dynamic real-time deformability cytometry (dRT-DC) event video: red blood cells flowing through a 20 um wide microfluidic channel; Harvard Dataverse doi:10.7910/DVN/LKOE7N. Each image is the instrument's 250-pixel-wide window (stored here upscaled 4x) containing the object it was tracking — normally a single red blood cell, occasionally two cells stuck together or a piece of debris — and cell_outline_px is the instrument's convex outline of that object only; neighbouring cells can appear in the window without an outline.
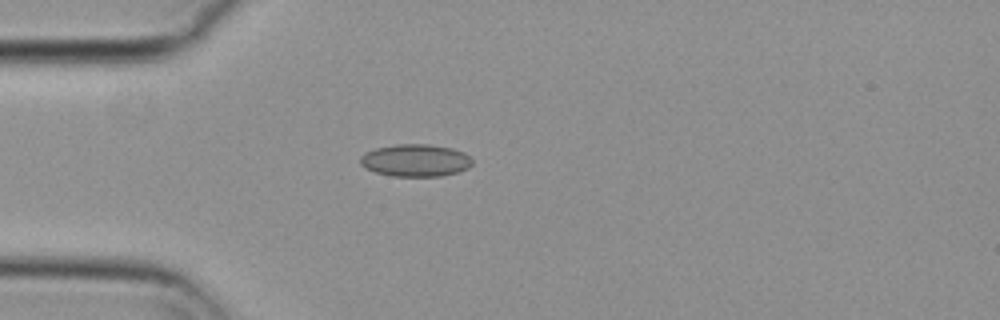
{"species": "common noctule bat (a hibernating species)", "species_latin": "Nyctalus noctula", "temperature_condition": "cold", "stored_images_in_passage": 34, "camera_frame_rate_fps": 3000, "um_per_image_px": 0.085, "animal": {"sex": "female", "body_mass_g": 29.2, "forearm_length_mm": 56.3}, "frame": {"image": 1, "passage_image": 1, "time_ms": 0.0, "image_size_px": [1000, 320], "cell_outline_px": [[472, 164], [468, 168], [456, 172], [440, 176], [392, 176], [376, 172], [364, 168], [360, 164], [360, 156], [364, 152], [376, 148], [396, 144], [428, 144], [452, 148], [464, 152], [472, 160]], "centroid_in_image_um": [35.28, 13.62], "position_along_channel_um": 49.7, "area_um2": 21.15}}
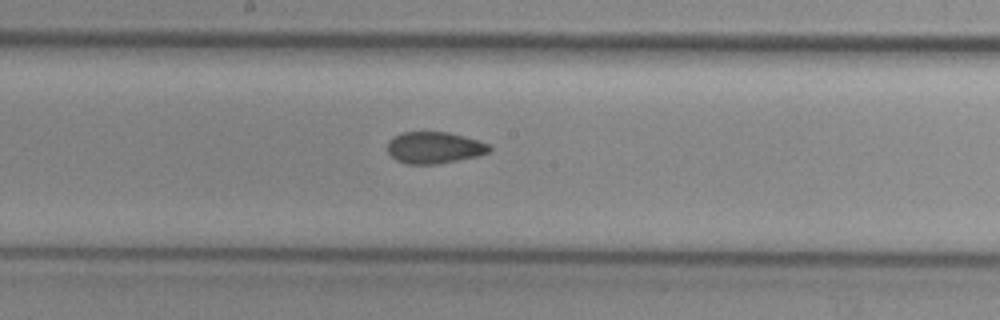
{"frame": {"image": 2, "passage_image": 15, "time_ms": 4.667, "image_size_px": [1000, 320], "cell_outline_px": [[492, 148], [488, 152], [480, 156], [436, 164], [408, 164], [396, 160], [388, 152], [388, 140], [392, 136], [400, 132], [448, 132], [464, 136], [488, 144]], "centroid_in_image_um": [36.89, 12.55], "position_along_channel_um": 211.3, "area_um2": 18.84}}
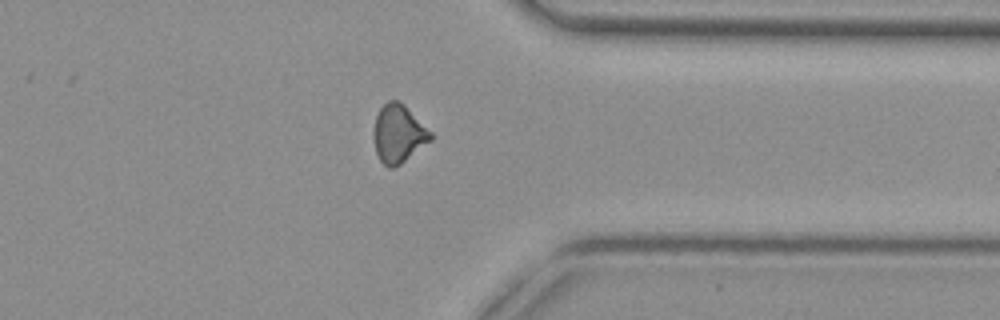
{"frame": {"image": 3, "passage_image": 29, "time_ms": 9.333, "image_size_px": [1000, 320], "cell_outline_px": [[432, 140], [400, 164], [392, 168], [388, 168], [380, 160], [376, 152], [372, 136], [372, 132], [376, 116], [380, 108], [388, 100], [400, 100], [432, 132]], "centroid_in_image_um": [33.85, 11.35], "position_along_channel_um": 377.5, "area_um2": 19.42}, "authors_computed_cell_mechanics": {"area_um2": 19.3919, "velocity_mm_per_s": 3.7063, "shape_relaxation_time_tau1_ms": null, "shape_relaxation_time_tau2_ms": 2.7685, "deformation_change_tau1": null, "deformation_change_tau2": 0.0847}}